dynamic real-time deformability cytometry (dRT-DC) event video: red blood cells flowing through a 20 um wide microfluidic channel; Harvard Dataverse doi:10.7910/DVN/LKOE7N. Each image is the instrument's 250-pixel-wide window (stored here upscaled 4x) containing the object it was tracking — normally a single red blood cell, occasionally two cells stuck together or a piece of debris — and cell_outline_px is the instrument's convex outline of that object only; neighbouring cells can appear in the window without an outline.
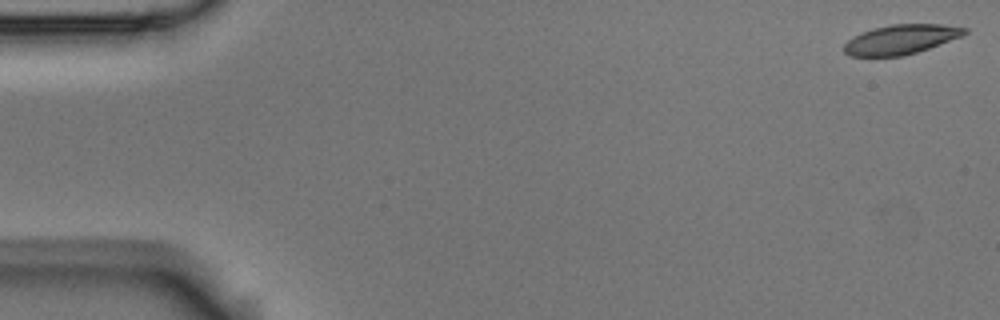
{"species": "Egyptian fruit bat (a non-hibernating species)", "species_latin": "Rousettus aegyptiacus", "temperature_condition": "room temperature", "stored_images_in_passage": 4, "camera_frame_rate_fps": 3000, "um_per_image_px": 0.085, "animal": {"sex": "male"}, "frame": {"image": 1, "passage_image": 1, "time_ms": 0.0, "image_size_px": [1000, 320], "cell_outline_px": [[968, 32], [960, 36], [928, 48], [916, 52], [900, 56], [848, 56], [844, 52], [844, 44], [852, 36], [860, 32], [872, 28], [892, 24], [944, 24], [968, 28]], "centroid_in_image_um": [76.53, 3.34], "position_along_channel_um": 8.5, "area_um2": 20.69}}
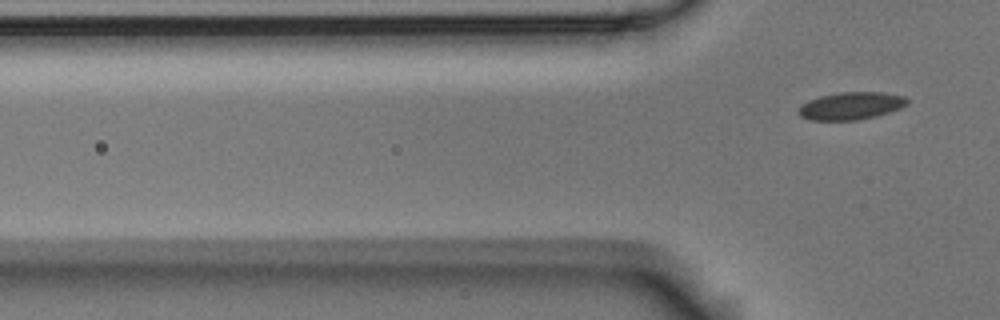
{"frame": {"image": 2, "passage_image": 4, "time_ms": 1.0, "image_size_px": [1000, 320], "cell_outline_px": [[908, 104], [900, 108], [876, 116], [856, 120], [812, 120], [800, 116], [796, 112], [800, 104], [808, 100], [820, 96], [840, 92], [884, 92], [904, 96], [908, 100]], "centroid_in_image_um": [72.3, 8.99], "position_along_channel_um": 53.5, "area_um2": 17.51}}